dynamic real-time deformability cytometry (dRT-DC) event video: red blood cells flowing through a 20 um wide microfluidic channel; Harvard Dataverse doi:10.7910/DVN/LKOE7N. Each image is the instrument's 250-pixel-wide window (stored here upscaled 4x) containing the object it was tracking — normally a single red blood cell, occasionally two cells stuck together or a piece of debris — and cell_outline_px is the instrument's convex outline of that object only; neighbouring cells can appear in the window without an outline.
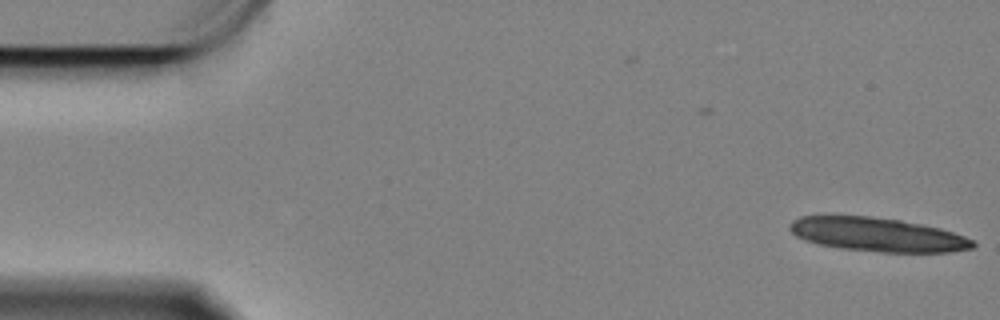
{"species": "Egyptian fruit bat (a non-hibernating species)", "species_latin": "Rousettus aegyptiacus", "temperature_condition": "cold", "stored_images_in_passage": 16, "camera_frame_rate_fps": 3000, "um_per_image_px": 0.085, "animal": {"sex": "female"}, "frame": {"image": 1, "passage_image": 1, "time_ms": 0.0, "image_size_px": [1000, 320], "cell_outline_px": [[976, 244], [972, 248], [948, 252], [884, 252], [844, 248], [820, 244], [796, 236], [788, 228], [792, 220], [800, 216], [872, 216], [900, 220], [940, 228], [964, 236], [972, 240]], "centroid_in_image_um": [74.59, 19.93], "position_along_channel_um": 10.4, "area_um2": 35.66}}